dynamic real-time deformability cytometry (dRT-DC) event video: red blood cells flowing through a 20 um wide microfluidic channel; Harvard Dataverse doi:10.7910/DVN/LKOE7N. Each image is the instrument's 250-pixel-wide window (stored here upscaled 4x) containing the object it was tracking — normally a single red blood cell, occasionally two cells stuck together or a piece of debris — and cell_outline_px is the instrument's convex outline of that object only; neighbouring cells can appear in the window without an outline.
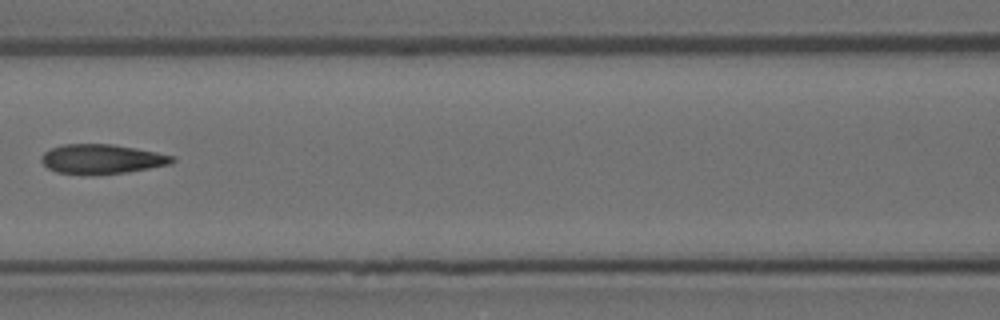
{"species": "Egyptian fruit bat (a non-hibernating species)", "species_latin": "Rousettus aegyptiacus", "temperature_condition": "room temperature", "stored_images_in_passage": 5, "camera_frame_rate_fps": 3000, "um_per_image_px": 0.085, "animal": {"sex": "female"}, "frame": {"image": 1, "passage_image": 4, "time_ms": 1.0, "image_size_px": [1000, 320], "cell_outline_px": [[176, 160], [168, 164], [128, 172], [56, 172], [48, 168], [40, 160], [40, 156], [44, 152], [52, 148], [64, 144], [112, 144], [156, 152], [176, 156]], "centroid_in_image_um": [8.66, 13.48], "position_along_channel_um": 157.9, "area_um2": 21.68}}